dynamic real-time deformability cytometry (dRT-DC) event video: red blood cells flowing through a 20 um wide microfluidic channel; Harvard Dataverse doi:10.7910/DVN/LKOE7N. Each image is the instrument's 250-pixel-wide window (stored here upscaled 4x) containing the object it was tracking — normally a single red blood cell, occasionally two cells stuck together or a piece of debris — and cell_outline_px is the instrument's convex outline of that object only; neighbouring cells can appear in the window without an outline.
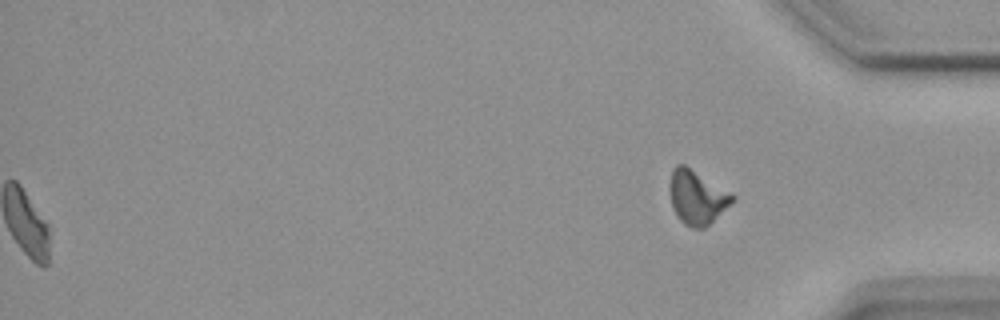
{"species": "common noctule bat (a hibernating species)", "species_latin": "Nyctalus noctula", "temperature_condition": "warm", "stored_images_in_passage": 51, "segment_of_instrument_passage": [2, 2], "camera_frame_rate_fps": 3000, "um_per_image_px": 0.085, "animal": {"sex": "female", "body_mass_g": 18.4}, "frame": {"image": 1, "passage_image": 51, "time_ms": 16.667, "image_size_px": [1000, 320], "cell_outline_px": [[736, 200], [704, 228], [692, 228], [684, 224], [676, 216], [672, 208], [668, 188], [672, 168], [676, 164], [684, 164], [736, 196]], "centroid_in_image_um": [59.21, 16.77], "position_along_channel_um": 376.0, "area_um2": 19.83}}